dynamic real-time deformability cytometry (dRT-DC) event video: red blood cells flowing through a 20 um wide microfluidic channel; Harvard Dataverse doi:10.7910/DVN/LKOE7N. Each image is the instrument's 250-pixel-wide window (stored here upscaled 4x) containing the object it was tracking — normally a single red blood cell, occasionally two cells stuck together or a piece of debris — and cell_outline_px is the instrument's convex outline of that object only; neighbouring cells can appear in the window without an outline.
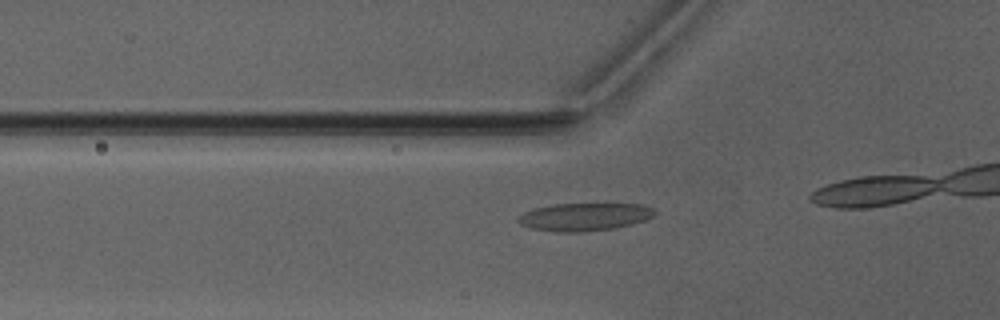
{"species": "Egyptian fruit bat (a non-hibernating species)", "species_latin": "Rousettus aegyptiacus", "temperature_condition": "warm", "stored_images_in_passage": 12, "camera_frame_rate_fps": 3000, "um_per_image_px": 0.085, "animal": {"sex": "male"}, "frame": {"image": 1, "passage_image": 7, "time_ms": 2.0, "image_size_px": [1000, 320], "cell_outline_px": [[656, 212], [652, 216], [644, 220], [632, 224], [612, 228], [580, 232], [556, 232], [532, 228], [520, 224], [516, 220], [524, 212], [536, 208], [556, 204], [640, 204], [652, 208]], "centroid_in_image_um": [49.66, 18.43], "position_along_channel_um": 76.1, "area_um2": 21.79}}
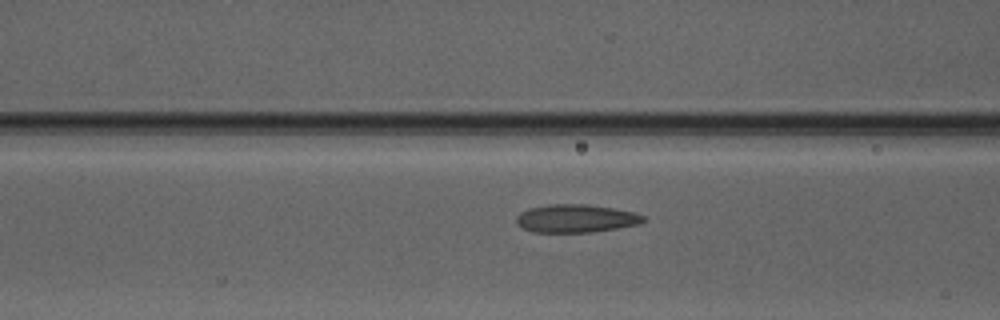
{"frame": {"image": 2, "passage_image": 10, "time_ms": 3.0, "image_size_px": [1000, 320], "cell_outline_px": [[644, 220], [640, 224], [592, 232], [532, 232], [516, 224], [516, 216], [520, 212], [528, 208], [552, 204], [588, 204], [612, 208], [632, 212], [644, 216]], "centroid_in_image_um": [48.91, 18.57], "position_along_channel_um": 117.7, "area_um2": 20.69}}